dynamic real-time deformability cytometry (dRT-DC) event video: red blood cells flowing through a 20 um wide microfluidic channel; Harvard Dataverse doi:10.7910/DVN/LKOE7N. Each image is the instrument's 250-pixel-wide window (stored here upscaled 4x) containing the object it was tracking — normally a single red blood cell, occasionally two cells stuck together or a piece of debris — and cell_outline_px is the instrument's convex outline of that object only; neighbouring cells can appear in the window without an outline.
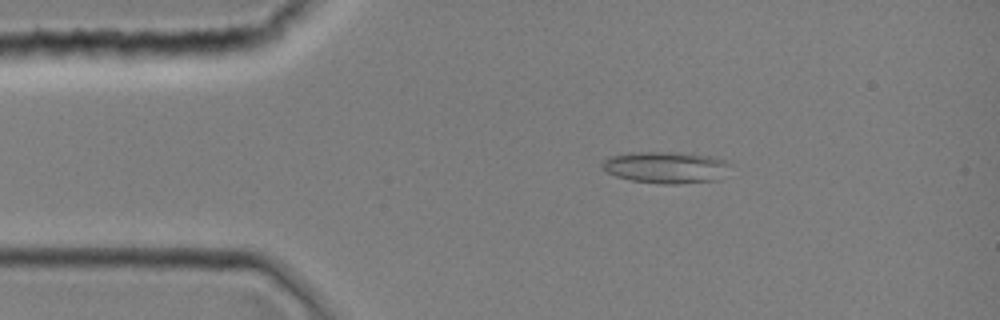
{"species": "common noctule bat (a hibernating species)", "species_latin": "Nyctalus noctula", "temperature_condition": "room temperature", "stored_images_in_passage": 1, "camera_frame_rate_fps": 3000, "um_per_image_px": 0.085, "animal": {"sex": "female", "body_mass_g": 19.0, "forearm_length_mm": 51.5}, "frame": {"image": 1, "passage_image": 1, "time_ms": 0.0, "image_size_px": [1000, 320], "cell_outline_px": [[732, 164], [720, 180], [676, 184], [664, 184], [632, 180], [616, 176], [608, 172], [600, 164], [608, 156], [632, 152], [680, 152], [716, 156], [728, 160]], "centroid_in_image_um": [56.68, 14.21], "position_along_channel_um": 28.3, "area_um2": 24.04}}